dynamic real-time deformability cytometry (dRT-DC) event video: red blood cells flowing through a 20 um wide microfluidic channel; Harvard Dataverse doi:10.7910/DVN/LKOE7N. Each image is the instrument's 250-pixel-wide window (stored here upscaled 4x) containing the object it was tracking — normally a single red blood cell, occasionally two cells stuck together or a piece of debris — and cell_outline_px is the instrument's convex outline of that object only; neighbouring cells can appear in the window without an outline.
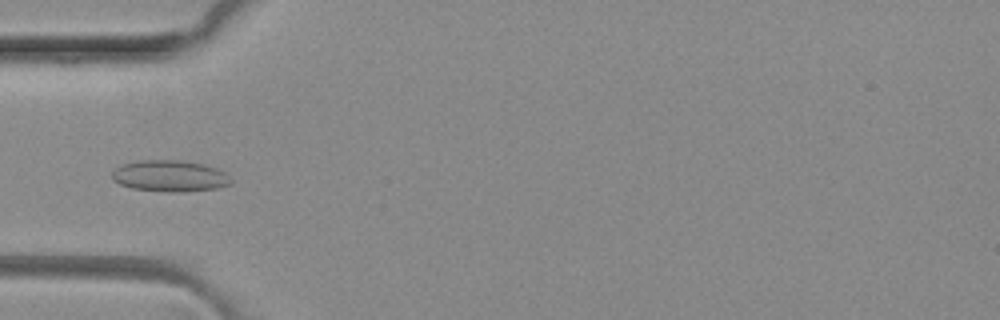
{"species": "common noctule bat (a hibernating species)", "species_latin": "Nyctalus noctula", "temperature_condition": "room temperature", "stored_images_in_passage": 5, "camera_frame_rate_fps": 3000, "um_per_image_px": 0.085, "animal": {"sex": "female", "body_mass_g": 29.2, "forearm_length_mm": 56.3}, "frame": {"image": 1, "passage_image": 5, "time_ms": 1.333, "image_size_px": [1000, 320], "cell_outline_px": [[232, 184], [216, 188], [180, 192], [168, 192], [132, 188], [120, 184], [112, 180], [112, 172], [120, 164], [140, 160], [184, 160], [204, 164], [216, 168], [224, 172], [232, 180]], "centroid_in_image_um": [14.43, 14.95], "position_along_channel_um": 70.6, "area_um2": 21.85}}